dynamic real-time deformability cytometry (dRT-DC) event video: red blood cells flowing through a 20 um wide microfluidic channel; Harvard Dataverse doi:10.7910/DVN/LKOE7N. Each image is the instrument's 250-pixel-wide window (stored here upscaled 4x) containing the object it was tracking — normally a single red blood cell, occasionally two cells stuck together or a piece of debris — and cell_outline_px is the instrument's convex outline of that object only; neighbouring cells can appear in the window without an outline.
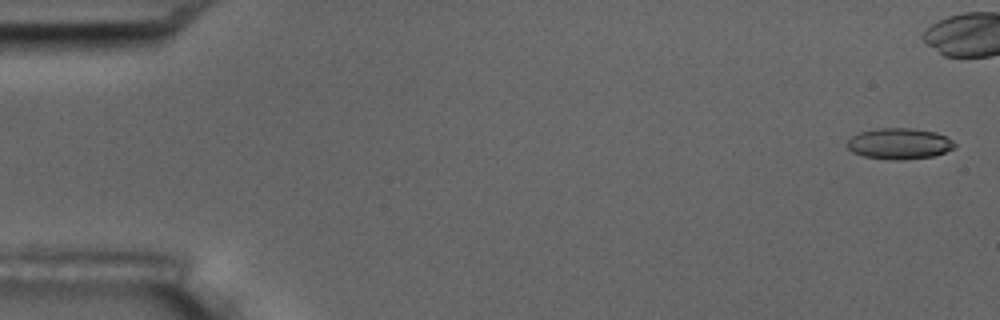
{"species": "common noctule bat (a hibernating species)", "species_latin": "Nyctalus noctula", "temperature_condition": "room temperature", "stored_images_in_passage": 7, "camera_frame_rate_fps": 3000, "um_per_image_px": 0.085, "animal": {"sex": "male", "body_mass_g": 17.5, "forearm_length_mm": 52.3}, "frame": {"image": 1, "passage_image": 1, "time_ms": 0.0, "image_size_px": [1000, 320], "cell_outline_px": [[956, 144], [952, 148], [944, 152], [932, 156], [904, 160], [896, 160], [864, 156], [852, 152], [848, 148], [848, 140], [852, 136], [860, 132], [880, 128], [912, 128], [936, 132], [948, 136]], "centroid_in_image_um": [76.46, 12.2], "position_along_channel_um": 8.5, "area_um2": 19.31}}